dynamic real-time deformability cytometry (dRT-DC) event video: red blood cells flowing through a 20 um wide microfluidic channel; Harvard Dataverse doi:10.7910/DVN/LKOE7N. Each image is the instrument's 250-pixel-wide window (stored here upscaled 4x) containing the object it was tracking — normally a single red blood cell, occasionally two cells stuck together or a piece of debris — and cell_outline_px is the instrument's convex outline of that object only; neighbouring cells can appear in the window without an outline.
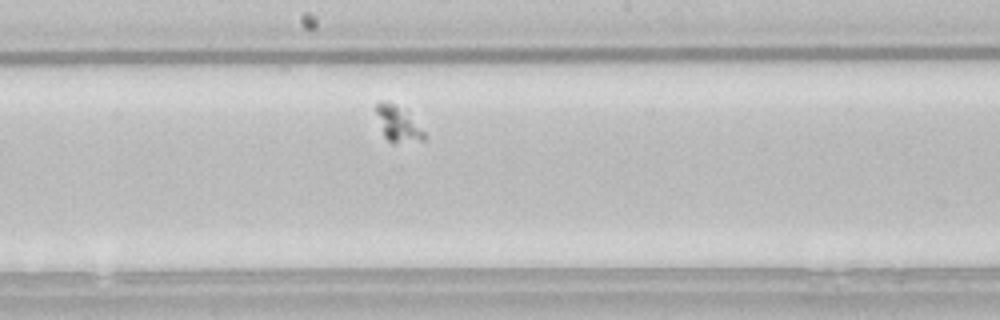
{"species": "common noctule bat (a hibernating species)", "species_latin": "Nyctalus noctula", "temperature_condition": "room temperature", "stored_images_in_passage": 33, "camera_frame_rate_fps": 3000, "um_per_image_px": 0.085, "animal": {"sex": "male", "body_mass_g": 21.5, "forearm_length_mm": 52.0}, "frame": {"image": 1, "passage_image": 13, "time_ms": 4.0, "image_size_px": [1000, 320], "cell_outline_px": [[424, 140], [396, 144], [392, 144], [384, 136], [376, 112], [376, 104], [380, 100], [388, 100], [396, 104], [408, 112], [424, 132]], "centroid_in_image_um": [33.81, 10.51], "position_along_channel_um": 214.4, "area_um2": 10.06}}
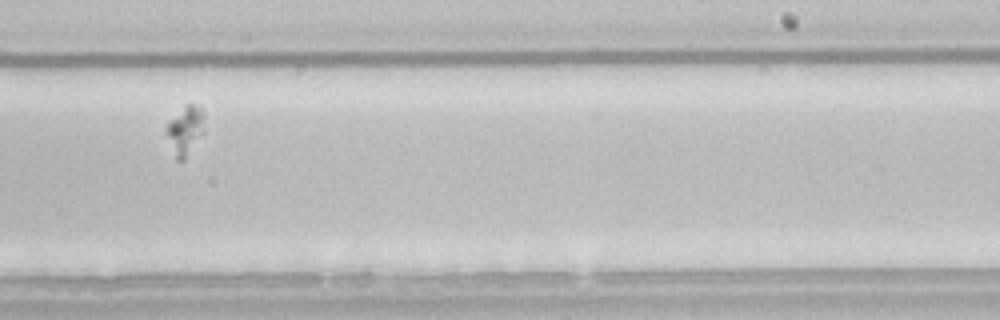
{"frame": {"image": 2, "passage_image": 18, "time_ms": 5.667, "image_size_px": [1000, 320], "cell_outline_px": [[204, 132], [184, 160], [176, 160], [164, 132], [164, 128], [184, 104], [200, 104], [204, 112]], "centroid_in_image_um": [15.74, 11.05], "position_along_channel_um": 273.3, "area_um2": 11.1}}
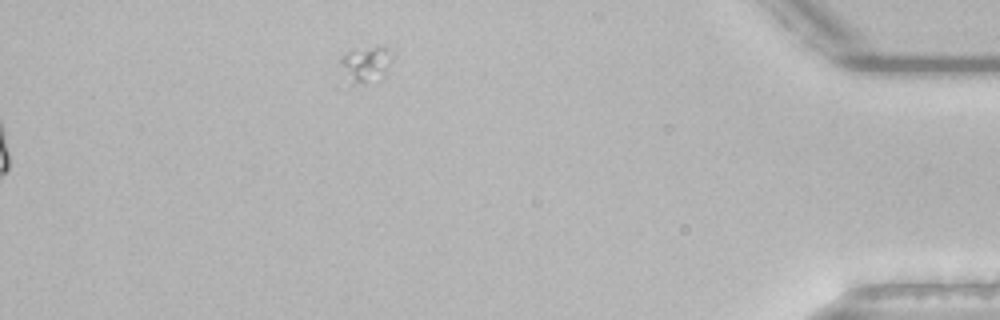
{"frame": {"image": 3, "passage_image": 33, "time_ms": 10.667, "image_size_px": [1000, 320], "cell_outline_px": [[396, 56], [384, 76], [380, 80], [352, 84], [340, 64], [340, 56], [348, 52], [376, 44], [380, 44], [396, 52]], "centroid_in_image_um": [31.23, 5.39], "position_along_channel_um": 404.0, "area_um2": 11.33}}